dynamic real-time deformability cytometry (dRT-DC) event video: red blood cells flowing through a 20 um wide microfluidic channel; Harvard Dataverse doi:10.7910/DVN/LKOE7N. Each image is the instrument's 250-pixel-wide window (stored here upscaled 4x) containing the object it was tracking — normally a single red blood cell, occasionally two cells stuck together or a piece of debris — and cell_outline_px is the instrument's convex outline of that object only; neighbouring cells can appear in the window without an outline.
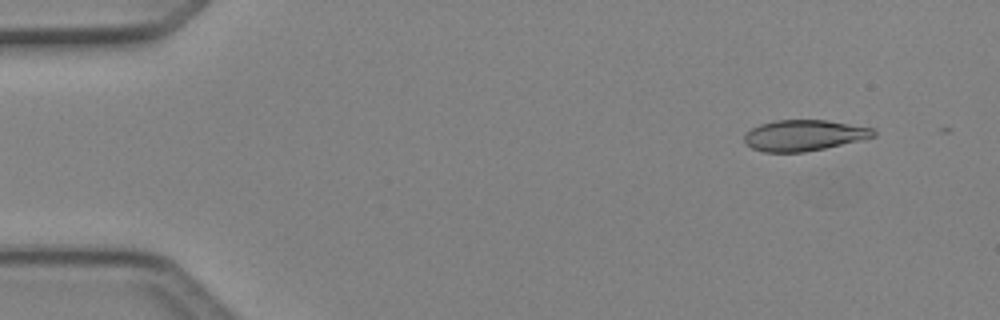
{"species": "Egyptian fruit bat (a non-hibernating species)", "species_latin": "Rousettus aegyptiacus", "temperature_condition": "cold", "stored_images_in_passage": 5, "camera_frame_rate_fps": 3000, "um_per_image_px": 0.085, "animal": {"sex": "female"}, "frame": {"image": 1, "passage_image": 2, "time_ms": 0.333, "image_size_px": [1000, 320], "cell_outline_px": [[876, 136], [860, 140], [824, 148], [804, 152], [764, 152], [752, 148], [744, 140], [744, 136], [752, 128], [760, 124], [776, 120], [824, 120], [876, 128]], "centroid_in_image_um": [68.37, 11.5], "position_along_channel_um": 16.6, "area_um2": 23.12}}
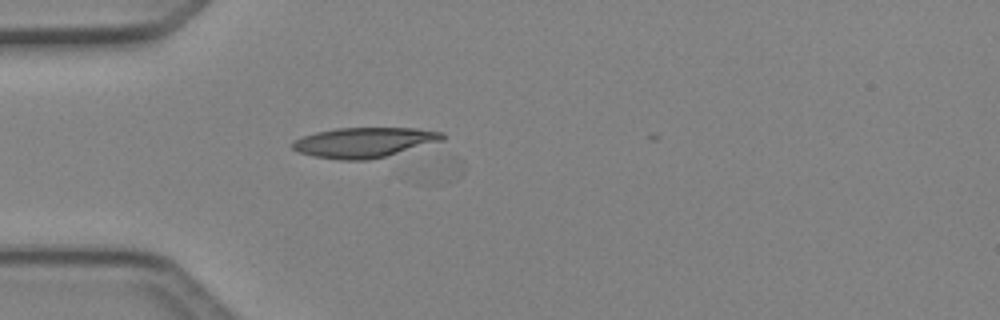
{"frame": {"image": 2, "passage_image": 5, "time_ms": 1.333, "image_size_px": [1000, 320], "cell_outline_px": [[444, 140], [384, 156], [368, 160], [340, 160], [312, 156], [300, 152], [292, 148], [292, 144], [296, 140], [304, 136], [316, 132], [336, 128], [416, 128], [444, 132]], "centroid_in_image_um": [30.96, 12.1], "position_along_channel_um": 54.0, "area_um2": 26.01}}